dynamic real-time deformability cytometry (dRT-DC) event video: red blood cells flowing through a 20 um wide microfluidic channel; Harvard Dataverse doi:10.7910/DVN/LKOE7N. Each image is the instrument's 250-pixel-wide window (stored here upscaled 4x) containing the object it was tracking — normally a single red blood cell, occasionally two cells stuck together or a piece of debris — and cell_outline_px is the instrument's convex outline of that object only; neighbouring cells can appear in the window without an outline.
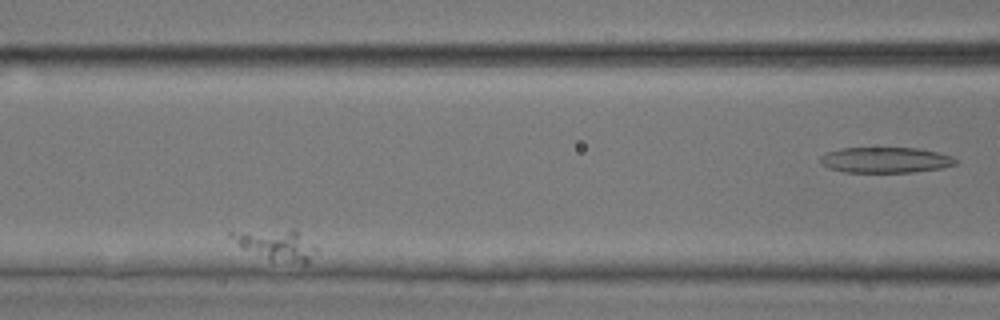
{"species": "common noctule bat (a hibernating species)", "species_latin": "Nyctalus noctula", "temperature_condition": "room temperature", "stored_images_in_passage": 40, "camera_frame_rate_fps": 3000, "um_per_image_px": 0.085, "animal": {"sex": "male", "body_mass_g": 17.9, "forearm_length_mm": 54.2}, "frame": {"image": 1, "passage_image": 9, "time_ms": 2.667, "image_size_px": [1000, 320], "cell_outline_px": [[320, 248], [308, 264], [304, 264], [268, 260], [244, 248], [228, 236], [228, 232], [292, 228], [316, 244]], "centroid_in_image_um": [23.59, 20.81], "position_along_channel_um": 143.0, "area_um2": 15.61}}
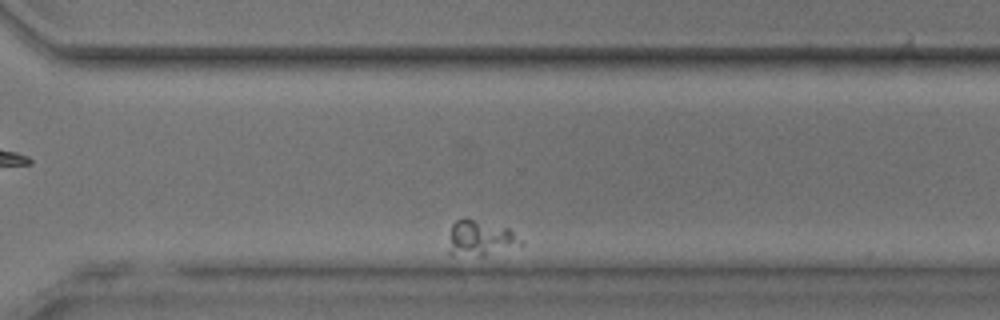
{"frame": {"image": 2, "passage_image": 29, "time_ms": 9.333, "image_size_px": [1000, 320], "cell_outline_px": [[524, 244], [520, 248], [484, 256], [480, 256], [448, 252], [452, 224], [456, 220], [472, 220], [508, 228], [524, 240]], "centroid_in_image_um": [40.96, 20.29], "position_along_channel_um": 329.6, "area_um2": 14.74}}
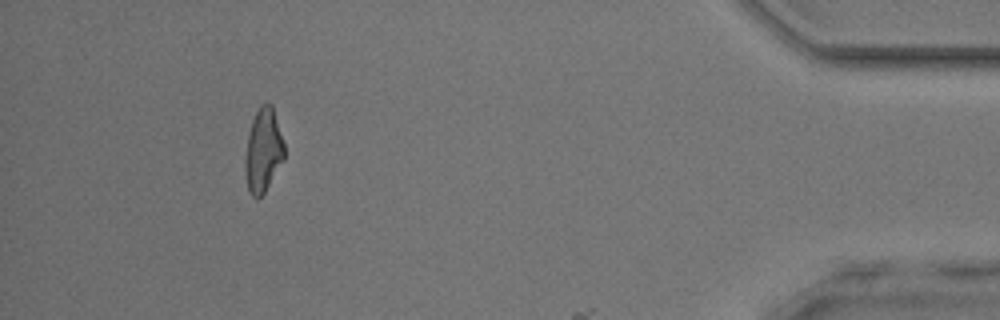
{"frame": {"image": 3, "passage_image": 36, "time_ms": 11.667, "image_size_px": [1000, 320], "cell_outline_px": [[284, 160], [264, 192], [260, 196], [252, 196], [248, 192], [244, 172], [244, 160], [248, 132], [252, 120], [260, 104], [272, 104], [284, 144]], "centroid_in_image_um": [22.35, 12.79], "position_along_channel_um": 412.9, "area_um2": 19.13}}